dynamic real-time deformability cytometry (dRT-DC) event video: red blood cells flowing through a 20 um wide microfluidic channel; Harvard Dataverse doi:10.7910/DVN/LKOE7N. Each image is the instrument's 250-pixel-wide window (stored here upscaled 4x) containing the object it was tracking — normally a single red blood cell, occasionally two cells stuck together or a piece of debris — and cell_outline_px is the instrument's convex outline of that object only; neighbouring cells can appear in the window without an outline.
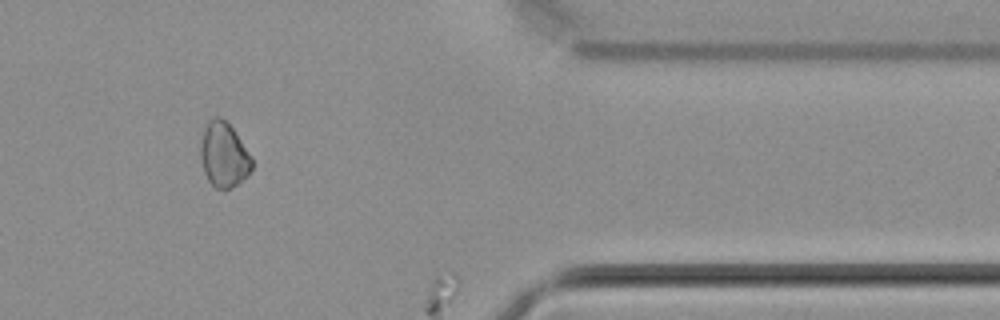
{"species": "common noctule bat (a hibernating species)", "species_latin": "Nyctalus noctula", "temperature_condition": "cold", "stored_images_in_passage": 31, "camera_frame_rate_fps": 3000, "um_per_image_px": 0.085, "animal": {"sex": "male", "body_mass_g": 21.5, "forearm_length_mm": 52.0}, "frame": {"image": 1, "passage_image": 25, "time_ms": 8.0, "image_size_px": [1000, 320], "cell_outline_px": [[252, 168], [236, 184], [228, 188], [216, 188], [208, 180], [204, 172], [200, 156], [200, 144], [204, 128], [208, 120], [212, 116], [220, 116], [232, 128], [252, 156]], "centroid_in_image_um": [18.99, 13.11], "position_along_channel_um": 392.4, "area_um2": 19.13}}